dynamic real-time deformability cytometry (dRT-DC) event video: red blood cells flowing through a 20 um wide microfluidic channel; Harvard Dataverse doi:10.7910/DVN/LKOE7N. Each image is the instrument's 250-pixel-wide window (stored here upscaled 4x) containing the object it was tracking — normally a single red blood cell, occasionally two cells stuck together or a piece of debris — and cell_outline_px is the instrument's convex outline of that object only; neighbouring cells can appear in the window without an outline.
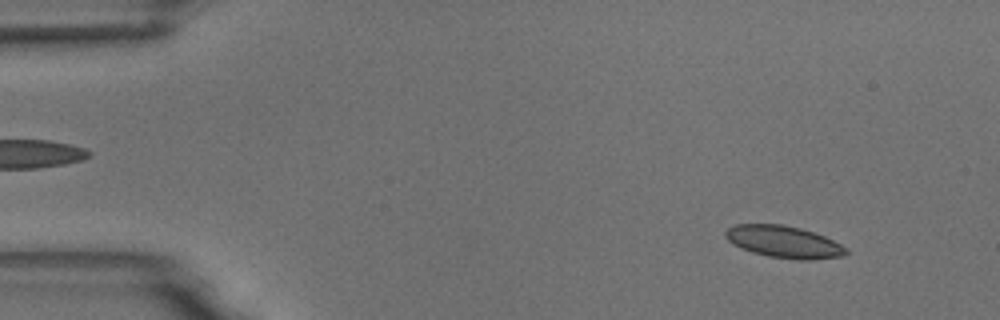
{"species": "common noctule bat (a hibernating species)", "species_latin": "Nyctalus noctula", "temperature_condition": "room temperature", "stored_images_in_passage": 4, "camera_frame_rate_fps": 3000, "um_per_image_px": 0.085, "animal": {"sex": "male", "body_mass_g": 18.8}, "frame": {"image": 1, "passage_image": 1, "time_ms": 0.0, "image_size_px": [1000, 320], "cell_outline_px": [[848, 252], [844, 256], [808, 260], [800, 260], [768, 256], [752, 252], [740, 248], [732, 244], [724, 236], [724, 232], [728, 228], [736, 224], [784, 224], [800, 228], [824, 236], [848, 248]], "centroid_in_image_um": [66.61, 20.55], "position_along_channel_um": 18.4, "area_um2": 22.54}}